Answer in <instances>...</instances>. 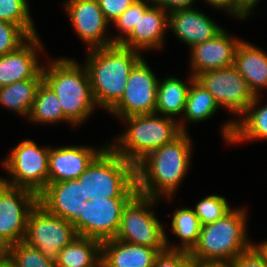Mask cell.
I'll list each match as a JSON object with an SVG mask.
<instances>
[{"label":"cell","instance_id":"obj_1","mask_svg":"<svg viewBox=\"0 0 267 267\" xmlns=\"http://www.w3.org/2000/svg\"><path fill=\"white\" fill-rule=\"evenodd\" d=\"M187 132H182L172 142L148 153L135 165L138 193L167 199L175 192L190 164L191 141Z\"/></svg>","mask_w":267,"mask_h":267},{"label":"cell","instance_id":"obj_2","mask_svg":"<svg viewBox=\"0 0 267 267\" xmlns=\"http://www.w3.org/2000/svg\"><path fill=\"white\" fill-rule=\"evenodd\" d=\"M88 51L86 68L95 103L109 111L122 98L130 72L142 58L141 51L120 44Z\"/></svg>","mask_w":267,"mask_h":267},{"label":"cell","instance_id":"obj_3","mask_svg":"<svg viewBox=\"0 0 267 267\" xmlns=\"http://www.w3.org/2000/svg\"><path fill=\"white\" fill-rule=\"evenodd\" d=\"M80 198H133L137 193L135 165L107 146L77 178Z\"/></svg>","mask_w":267,"mask_h":267},{"label":"cell","instance_id":"obj_4","mask_svg":"<svg viewBox=\"0 0 267 267\" xmlns=\"http://www.w3.org/2000/svg\"><path fill=\"white\" fill-rule=\"evenodd\" d=\"M43 82L57 95L64 115L83 123L96 106L87 68L72 59L60 58L42 68ZM84 120V121H83Z\"/></svg>","mask_w":267,"mask_h":267},{"label":"cell","instance_id":"obj_5","mask_svg":"<svg viewBox=\"0 0 267 267\" xmlns=\"http://www.w3.org/2000/svg\"><path fill=\"white\" fill-rule=\"evenodd\" d=\"M129 125L111 148L126 161L136 165L148 153L172 142L185 126L173 118L152 114L131 115L121 118ZM178 122V123H177Z\"/></svg>","mask_w":267,"mask_h":267},{"label":"cell","instance_id":"obj_6","mask_svg":"<svg viewBox=\"0 0 267 267\" xmlns=\"http://www.w3.org/2000/svg\"><path fill=\"white\" fill-rule=\"evenodd\" d=\"M246 209H231L213 223L201 227L197 245L190 254L199 261L232 262L251 244L246 238ZM246 226V227H245Z\"/></svg>","mask_w":267,"mask_h":267},{"label":"cell","instance_id":"obj_7","mask_svg":"<svg viewBox=\"0 0 267 267\" xmlns=\"http://www.w3.org/2000/svg\"><path fill=\"white\" fill-rule=\"evenodd\" d=\"M154 201H157V198L137 193L123 209L115 239L156 248L159 252L165 250L168 239L166 233L154 212L148 210Z\"/></svg>","mask_w":267,"mask_h":267},{"label":"cell","instance_id":"obj_8","mask_svg":"<svg viewBox=\"0 0 267 267\" xmlns=\"http://www.w3.org/2000/svg\"><path fill=\"white\" fill-rule=\"evenodd\" d=\"M49 152V147L41 148L31 139L23 140L3 162L4 168L11 174V181L3 178V182L29 189L38 195L48 184Z\"/></svg>","mask_w":267,"mask_h":267},{"label":"cell","instance_id":"obj_9","mask_svg":"<svg viewBox=\"0 0 267 267\" xmlns=\"http://www.w3.org/2000/svg\"><path fill=\"white\" fill-rule=\"evenodd\" d=\"M78 236L73 224L48 213L40 204L29 212L23 241L37 247L42 254L54 261L59 252Z\"/></svg>","mask_w":267,"mask_h":267},{"label":"cell","instance_id":"obj_10","mask_svg":"<svg viewBox=\"0 0 267 267\" xmlns=\"http://www.w3.org/2000/svg\"><path fill=\"white\" fill-rule=\"evenodd\" d=\"M37 203L38 195L33 191L2 182L0 185V243L6 249L24 240L29 212Z\"/></svg>","mask_w":267,"mask_h":267},{"label":"cell","instance_id":"obj_11","mask_svg":"<svg viewBox=\"0 0 267 267\" xmlns=\"http://www.w3.org/2000/svg\"><path fill=\"white\" fill-rule=\"evenodd\" d=\"M131 199L93 198L82 202L81 213L73 223L78 236L100 242L114 239L120 227L123 209Z\"/></svg>","mask_w":267,"mask_h":267},{"label":"cell","instance_id":"obj_12","mask_svg":"<svg viewBox=\"0 0 267 267\" xmlns=\"http://www.w3.org/2000/svg\"><path fill=\"white\" fill-rule=\"evenodd\" d=\"M195 79L213 95L219 107L235 114L242 115L256 97L234 65L204 71Z\"/></svg>","mask_w":267,"mask_h":267},{"label":"cell","instance_id":"obj_13","mask_svg":"<svg viewBox=\"0 0 267 267\" xmlns=\"http://www.w3.org/2000/svg\"><path fill=\"white\" fill-rule=\"evenodd\" d=\"M158 81L144 58H141L130 72L122 98L109 112L119 118L155 113Z\"/></svg>","mask_w":267,"mask_h":267},{"label":"cell","instance_id":"obj_14","mask_svg":"<svg viewBox=\"0 0 267 267\" xmlns=\"http://www.w3.org/2000/svg\"><path fill=\"white\" fill-rule=\"evenodd\" d=\"M73 28L88 49L113 45L112 38L105 37L109 22L105 19L98 0H68L65 2Z\"/></svg>","mask_w":267,"mask_h":267},{"label":"cell","instance_id":"obj_15","mask_svg":"<svg viewBox=\"0 0 267 267\" xmlns=\"http://www.w3.org/2000/svg\"><path fill=\"white\" fill-rule=\"evenodd\" d=\"M39 50H43L38 35L30 36L16 50L0 56V87L27 79H43L39 66Z\"/></svg>","mask_w":267,"mask_h":267},{"label":"cell","instance_id":"obj_16","mask_svg":"<svg viewBox=\"0 0 267 267\" xmlns=\"http://www.w3.org/2000/svg\"><path fill=\"white\" fill-rule=\"evenodd\" d=\"M84 146L51 148L48 160V183L77 179L106 148Z\"/></svg>","mask_w":267,"mask_h":267},{"label":"cell","instance_id":"obj_17","mask_svg":"<svg viewBox=\"0 0 267 267\" xmlns=\"http://www.w3.org/2000/svg\"><path fill=\"white\" fill-rule=\"evenodd\" d=\"M241 41L242 40L232 38L223 29L213 39L192 47V76L195 78L204 71L234 65L235 52Z\"/></svg>","mask_w":267,"mask_h":267},{"label":"cell","instance_id":"obj_18","mask_svg":"<svg viewBox=\"0 0 267 267\" xmlns=\"http://www.w3.org/2000/svg\"><path fill=\"white\" fill-rule=\"evenodd\" d=\"M82 202L78 191V180L48 183L38 194V204L48 213L73 224L81 213Z\"/></svg>","mask_w":267,"mask_h":267},{"label":"cell","instance_id":"obj_19","mask_svg":"<svg viewBox=\"0 0 267 267\" xmlns=\"http://www.w3.org/2000/svg\"><path fill=\"white\" fill-rule=\"evenodd\" d=\"M168 28L190 48L213 39L223 30L208 16L193 8L170 12Z\"/></svg>","mask_w":267,"mask_h":267},{"label":"cell","instance_id":"obj_20","mask_svg":"<svg viewBox=\"0 0 267 267\" xmlns=\"http://www.w3.org/2000/svg\"><path fill=\"white\" fill-rule=\"evenodd\" d=\"M168 23L169 13L152 5L145 13H139V21L120 45L138 51L161 48Z\"/></svg>","mask_w":267,"mask_h":267},{"label":"cell","instance_id":"obj_21","mask_svg":"<svg viewBox=\"0 0 267 267\" xmlns=\"http://www.w3.org/2000/svg\"><path fill=\"white\" fill-rule=\"evenodd\" d=\"M158 253L156 248L131 244L114 238L101 242V266L153 267Z\"/></svg>","mask_w":267,"mask_h":267},{"label":"cell","instance_id":"obj_22","mask_svg":"<svg viewBox=\"0 0 267 267\" xmlns=\"http://www.w3.org/2000/svg\"><path fill=\"white\" fill-rule=\"evenodd\" d=\"M259 97L258 95L254 98L247 110L241 115V120L228 121L224 124L222 134L227 143L232 144L249 139H267V104L257 108Z\"/></svg>","mask_w":267,"mask_h":267},{"label":"cell","instance_id":"obj_23","mask_svg":"<svg viewBox=\"0 0 267 267\" xmlns=\"http://www.w3.org/2000/svg\"><path fill=\"white\" fill-rule=\"evenodd\" d=\"M234 67L255 96L260 88H267V54L263 50L241 41L235 52Z\"/></svg>","mask_w":267,"mask_h":267},{"label":"cell","instance_id":"obj_24","mask_svg":"<svg viewBox=\"0 0 267 267\" xmlns=\"http://www.w3.org/2000/svg\"><path fill=\"white\" fill-rule=\"evenodd\" d=\"M101 242L77 236L59 252L56 267H100Z\"/></svg>","mask_w":267,"mask_h":267},{"label":"cell","instance_id":"obj_25","mask_svg":"<svg viewBox=\"0 0 267 267\" xmlns=\"http://www.w3.org/2000/svg\"><path fill=\"white\" fill-rule=\"evenodd\" d=\"M194 79L193 76H190L189 84L174 77L158 81L155 113L170 118L184 113L189 85Z\"/></svg>","mask_w":267,"mask_h":267},{"label":"cell","instance_id":"obj_26","mask_svg":"<svg viewBox=\"0 0 267 267\" xmlns=\"http://www.w3.org/2000/svg\"><path fill=\"white\" fill-rule=\"evenodd\" d=\"M43 79H27L0 87V104L29 117L37 90Z\"/></svg>","mask_w":267,"mask_h":267},{"label":"cell","instance_id":"obj_27","mask_svg":"<svg viewBox=\"0 0 267 267\" xmlns=\"http://www.w3.org/2000/svg\"><path fill=\"white\" fill-rule=\"evenodd\" d=\"M171 225L172 231L180 238L182 243L179 246L172 247L166 240V248L191 252L199 241L202 227L194 209L183 208L176 210L173 214Z\"/></svg>","mask_w":267,"mask_h":267},{"label":"cell","instance_id":"obj_28","mask_svg":"<svg viewBox=\"0 0 267 267\" xmlns=\"http://www.w3.org/2000/svg\"><path fill=\"white\" fill-rule=\"evenodd\" d=\"M30 121L39 123H56L60 121L74 124L64 115L57 95L42 82L39 86L31 112Z\"/></svg>","mask_w":267,"mask_h":267},{"label":"cell","instance_id":"obj_29","mask_svg":"<svg viewBox=\"0 0 267 267\" xmlns=\"http://www.w3.org/2000/svg\"><path fill=\"white\" fill-rule=\"evenodd\" d=\"M218 108L213 95L194 79L188 90L184 111L185 119L189 122H203L214 115Z\"/></svg>","mask_w":267,"mask_h":267},{"label":"cell","instance_id":"obj_30","mask_svg":"<svg viewBox=\"0 0 267 267\" xmlns=\"http://www.w3.org/2000/svg\"><path fill=\"white\" fill-rule=\"evenodd\" d=\"M27 0H0V20L20 26L29 36L37 35Z\"/></svg>","mask_w":267,"mask_h":267},{"label":"cell","instance_id":"obj_31","mask_svg":"<svg viewBox=\"0 0 267 267\" xmlns=\"http://www.w3.org/2000/svg\"><path fill=\"white\" fill-rule=\"evenodd\" d=\"M6 255L18 267H56V261L45 257L37 247L20 241L6 249Z\"/></svg>","mask_w":267,"mask_h":267},{"label":"cell","instance_id":"obj_32","mask_svg":"<svg viewBox=\"0 0 267 267\" xmlns=\"http://www.w3.org/2000/svg\"><path fill=\"white\" fill-rule=\"evenodd\" d=\"M231 209L226 198L220 195H209L194 207V211L202 226L217 221Z\"/></svg>","mask_w":267,"mask_h":267},{"label":"cell","instance_id":"obj_33","mask_svg":"<svg viewBox=\"0 0 267 267\" xmlns=\"http://www.w3.org/2000/svg\"><path fill=\"white\" fill-rule=\"evenodd\" d=\"M151 6V0H137L122 15L119 16L113 23L121 31V33L125 34V37H123V35L113 37V44H120L121 41L132 32L139 21V13H145Z\"/></svg>","mask_w":267,"mask_h":267},{"label":"cell","instance_id":"obj_34","mask_svg":"<svg viewBox=\"0 0 267 267\" xmlns=\"http://www.w3.org/2000/svg\"><path fill=\"white\" fill-rule=\"evenodd\" d=\"M29 37L20 26L0 20V56L16 50Z\"/></svg>","mask_w":267,"mask_h":267},{"label":"cell","instance_id":"obj_35","mask_svg":"<svg viewBox=\"0 0 267 267\" xmlns=\"http://www.w3.org/2000/svg\"><path fill=\"white\" fill-rule=\"evenodd\" d=\"M232 267H267L266 256L256 246L252 245L240 253L232 262Z\"/></svg>","mask_w":267,"mask_h":267},{"label":"cell","instance_id":"obj_36","mask_svg":"<svg viewBox=\"0 0 267 267\" xmlns=\"http://www.w3.org/2000/svg\"><path fill=\"white\" fill-rule=\"evenodd\" d=\"M137 0H98L100 8L108 22H114Z\"/></svg>","mask_w":267,"mask_h":267},{"label":"cell","instance_id":"obj_37","mask_svg":"<svg viewBox=\"0 0 267 267\" xmlns=\"http://www.w3.org/2000/svg\"><path fill=\"white\" fill-rule=\"evenodd\" d=\"M189 254L187 251L166 248L156 255L153 267H178Z\"/></svg>","mask_w":267,"mask_h":267},{"label":"cell","instance_id":"obj_38","mask_svg":"<svg viewBox=\"0 0 267 267\" xmlns=\"http://www.w3.org/2000/svg\"><path fill=\"white\" fill-rule=\"evenodd\" d=\"M194 0H151L152 5L160 7L170 13L175 10L192 8Z\"/></svg>","mask_w":267,"mask_h":267},{"label":"cell","instance_id":"obj_39","mask_svg":"<svg viewBox=\"0 0 267 267\" xmlns=\"http://www.w3.org/2000/svg\"><path fill=\"white\" fill-rule=\"evenodd\" d=\"M212 7L226 9L230 14L239 18V3L238 0H205Z\"/></svg>","mask_w":267,"mask_h":267},{"label":"cell","instance_id":"obj_40","mask_svg":"<svg viewBox=\"0 0 267 267\" xmlns=\"http://www.w3.org/2000/svg\"><path fill=\"white\" fill-rule=\"evenodd\" d=\"M259 0H238L239 3V18H245L252 9L256 6Z\"/></svg>","mask_w":267,"mask_h":267},{"label":"cell","instance_id":"obj_41","mask_svg":"<svg viewBox=\"0 0 267 267\" xmlns=\"http://www.w3.org/2000/svg\"><path fill=\"white\" fill-rule=\"evenodd\" d=\"M198 267H232L230 262L226 261H199Z\"/></svg>","mask_w":267,"mask_h":267},{"label":"cell","instance_id":"obj_42","mask_svg":"<svg viewBox=\"0 0 267 267\" xmlns=\"http://www.w3.org/2000/svg\"><path fill=\"white\" fill-rule=\"evenodd\" d=\"M178 267H198V259L189 254Z\"/></svg>","mask_w":267,"mask_h":267},{"label":"cell","instance_id":"obj_43","mask_svg":"<svg viewBox=\"0 0 267 267\" xmlns=\"http://www.w3.org/2000/svg\"><path fill=\"white\" fill-rule=\"evenodd\" d=\"M0 262L4 267H18L6 254L0 256Z\"/></svg>","mask_w":267,"mask_h":267},{"label":"cell","instance_id":"obj_44","mask_svg":"<svg viewBox=\"0 0 267 267\" xmlns=\"http://www.w3.org/2000/svg\"><path fill=\"white\" fill-rule=\"evenodd\" d=\"M256 246L261 250V252L266 256L267 259V241L259 243Z\"/></svg>","mask_w":267,"mask_h":267},{"label":"cell","instance_id":"obj_45","mask_svg":"<svg viewBox=\"0 0 267 267\" xmlns=\"http://www.w3.org/2000/svg\"><path fill=\"white\" fill-rule=\"evenodd\" d=\"M6 254V248L0 243V256Z\"/></svg>","mask_w":267,"mask_h":267},{"label":"cell","instance_id":"obj_46","mask_svg":"<svg viewBox=\"0 0 267 267\" xmlns=\"http://www.w3.org/2000/svg\"><path fill=\"white\" fill-rule=\"evenodd\" d=\"M2 182H3V178H2V177H0V185L2 184Z\"/></svg>","mask_w":267,"mask_h":267}]
</instances>
